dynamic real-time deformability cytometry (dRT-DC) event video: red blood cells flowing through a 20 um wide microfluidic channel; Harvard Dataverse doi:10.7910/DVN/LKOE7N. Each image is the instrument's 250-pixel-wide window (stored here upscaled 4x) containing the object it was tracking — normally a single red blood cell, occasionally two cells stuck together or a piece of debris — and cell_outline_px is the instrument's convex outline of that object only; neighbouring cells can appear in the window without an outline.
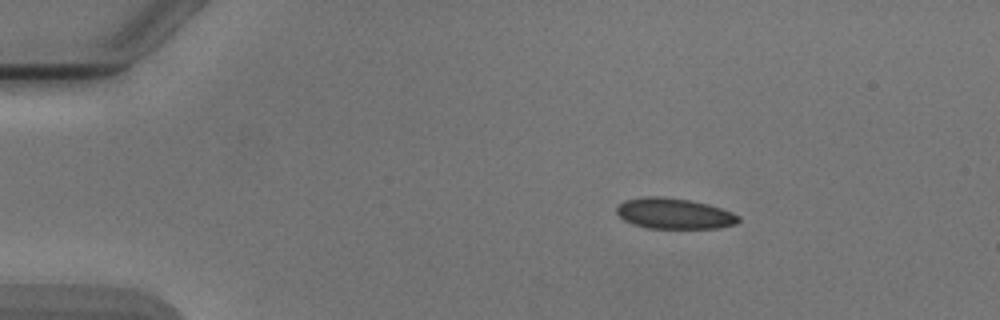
{"species": "Egyptian fruit bat (a non-hibernating species)", "species_latin": "Rousettus aegyptiacus", "temperature_condition": "cold", "stored_images_in_passage": 3, "camera_frame_rate_fps": 3000, "um_per_image_px": 0.085, "animal": {"sex": "male"}, "frame": {"image": 1, "passage_image": 2, "time_ms": 1.0, "image_size_px": [1000, 320], "cell_outline_px": [[740, 220], [736, 224], [716, 228], [648, 228], [632, 224], [624, 220], [616, 212], [616, 204], [624, 200], [644, 196], [660, 196], [692, 200], [708, 204], [732, 212], [740, 216]], "centroid_in_image_um": [57.27, 18.14], "position_along_channel_um": 27.7, "area_um2": 22.02}}